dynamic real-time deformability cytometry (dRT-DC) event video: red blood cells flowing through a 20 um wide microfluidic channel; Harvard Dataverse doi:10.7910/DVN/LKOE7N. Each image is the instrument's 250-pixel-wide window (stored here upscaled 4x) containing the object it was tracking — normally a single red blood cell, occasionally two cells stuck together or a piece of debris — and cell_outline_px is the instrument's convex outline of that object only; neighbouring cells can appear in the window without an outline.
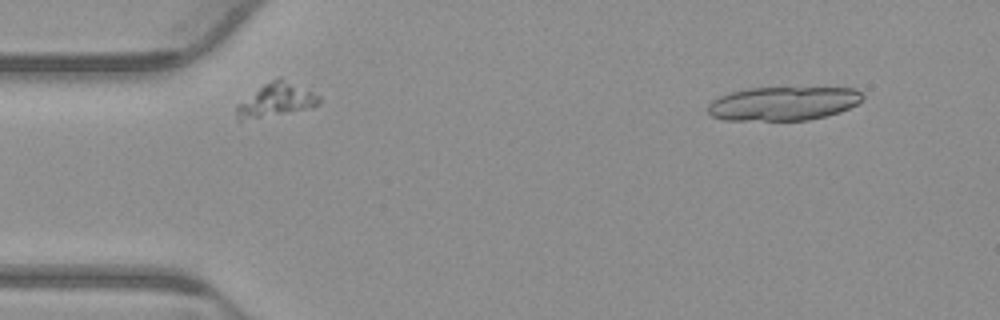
{"species": "common noctule bat (a hibernating species)", "species_latin": "Nyctalus noctula", "temperature_condition": "warm", "stored_images_in_passage": 32, "segment_of_instrument_passage": [1, 3], "camera_frame_rate_fps": 3000, "um_per_image_px": 0.085, "animal": {"sex": "male", "body_mass_g": 23.1, "forearm_length_mm": 52.7}, "frame": {"image": 1, "passage_image": 1, "time_ms": 0.0, "image_size_px": [1000, 320], "cell_outline_px": [[864, 100], [848, 108], [824, 116], [808, 120], [724, 120], [712, 116], [708, 112], [708, 104], [712, 100], [720, 96], [732, 92], [748, 88], [856, 88], [864, 96]], "centroid_in_image_um": [66.56, 8.8], "position_along_channel_um": 18.4, "area_um2": 30.29}}